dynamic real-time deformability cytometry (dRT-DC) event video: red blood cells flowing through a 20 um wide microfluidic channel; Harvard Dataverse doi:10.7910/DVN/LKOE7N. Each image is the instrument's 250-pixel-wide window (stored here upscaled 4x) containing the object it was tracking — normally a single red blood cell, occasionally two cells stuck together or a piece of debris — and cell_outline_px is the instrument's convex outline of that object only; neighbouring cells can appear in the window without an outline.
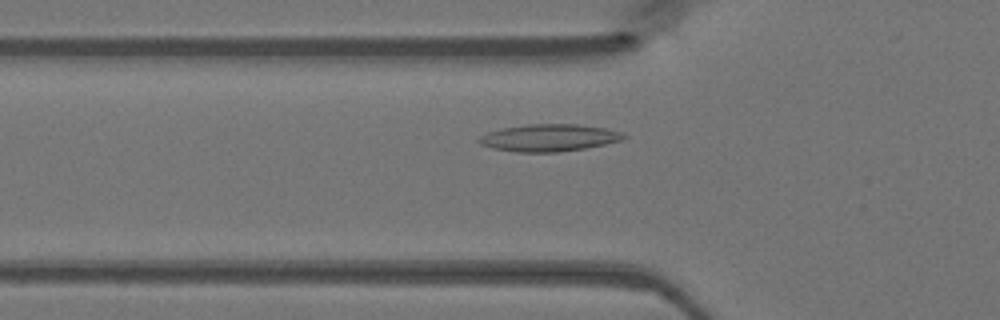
{"species": "Egyptian fruit bat (a non-hibernating species)", "species_latin": "Rousettus aegyptiacus", "temperature_condition": "warm", "stored_images_in_passage": 37, "camera_frame_rate_fps": 3000, "um_per_image_px": 0.085, "animal": {"sex": "female"}, "frame": {"image": 1, "passage_image": 12, "time_ms": 3.667, "image_size_px": [1000, 320], "cell_outline_px": [[628, 136], [620, 140], [604, 144], [584, 148], [560, 152], [516, 152], [492, 148], [480, 144], [476, 140], [480, 136], [488, 132], [500, 128], [528, 124], [576, 124], [604, 128], [620, 132]], "centroid_in_image_um": [46.61, 11.71], "position_along_channel_um": 79.2, "area_um2": 22.83}}
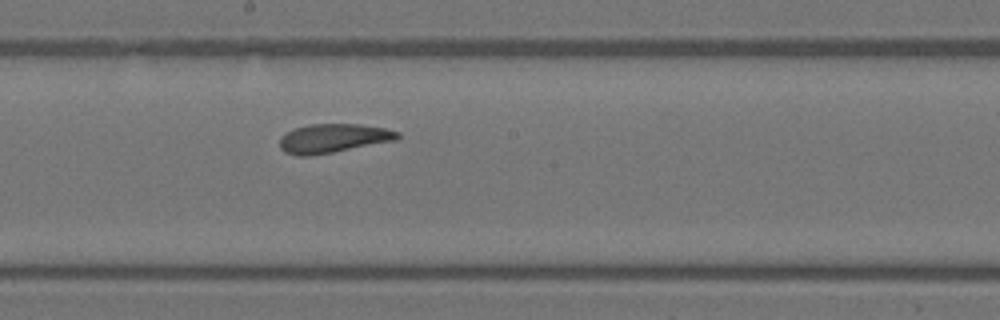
{"frame": {"image": 2, "passage_image": 22, "time_ms": 7.0, "image_size_px": [1000, 320], "cell_outline_px": [[400, 136], [396, 140], [312, 156], [296, 156], [284, 152], [280, 148], [280, 136], [296, 128], [308, 124], [360, 124], [384, 128], [400, 132]], "centroid_in_image_um": [28.3, 11.76], "position_along_channel_um": 219.9, "area_um2": 19.88}}
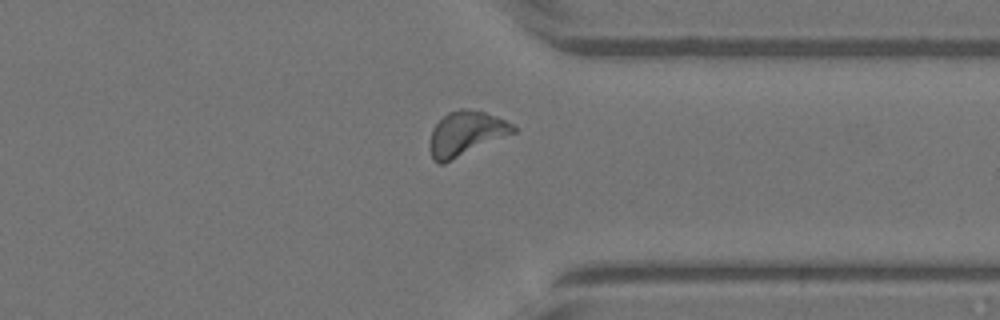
{"frame": {"image": 3, "passage_image": 33, "time_ms": 10.667, "image_size_px": [1000, 320], "cell_outline_px": [[516, 132], [444, 164], [440, 164], [432, 160], [428, 148], [428, 140], [432, 128], [448, 112], [460, 108], [468, 108], [484, 112], [504, 120], [512, 124], [516, 128]], "centroid_in_image_um": [39.54, 11.37], "position_along_channel_um": 371.9, "area_um2": 21.85}}